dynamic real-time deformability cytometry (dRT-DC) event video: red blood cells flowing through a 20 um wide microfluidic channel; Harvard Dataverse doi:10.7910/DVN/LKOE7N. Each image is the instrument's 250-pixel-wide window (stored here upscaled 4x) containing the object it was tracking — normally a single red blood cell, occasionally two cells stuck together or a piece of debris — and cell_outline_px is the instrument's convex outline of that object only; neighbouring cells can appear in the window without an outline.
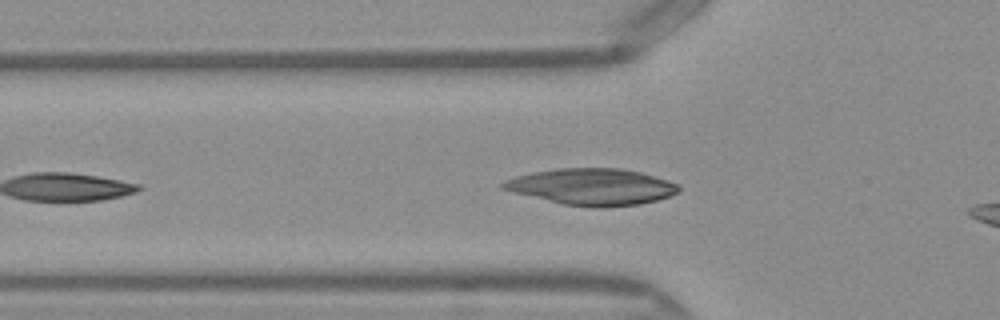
{"species": "Egyptian fruit bat (a non-hibernating species)", "species_latin": "Rousettus aegyptiacus", "temperature_condition": "warm", "stored_images_in_passage": 33, "camera_frame_rate_fps": 3000, "um_per_image_px": 0.085, "frame": {"image": 1, "passage_image": 6, "time_ms": 1.667, "image_size_px": [1000, 320], "cell_outline_px": [[680, 192], [656, 200], [640, 204], [604, 208], [560, 204], [512, 192], [500, 188], [500, 184], [504, 180], [516, 176], [532, 172], [556, 168], [620, 168], [640, 172], [680, 184]], "centroid_in_image_um": [50.29, 15.88], "position_along_channel_um": 75.5, "area_um2": 37.57}}
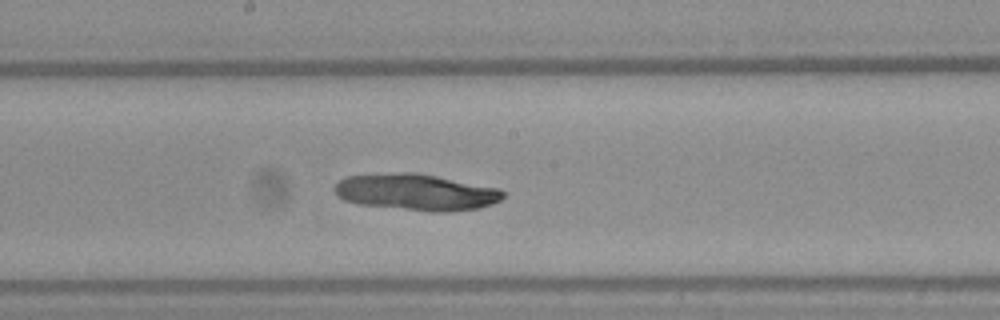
{"frame": {"image": 2, "passage_image": 16, "time_ms": 5.0, "image_size_px": [1000, 320], "cell_outline_px": [[504, 196], [500, 200], [492, 204], [480, 208], [444, 212], [432, 212], [360, 204], [344, 200], [336, 196], [336, 184], [340, 180], [348, 176], [404, 172], [416, 172], [500, 188], [504, 192]], "centroid_in_image_um": [35.41, 16.33], "position_along_channel_um": 212.8, "area_um2": 35.66}}
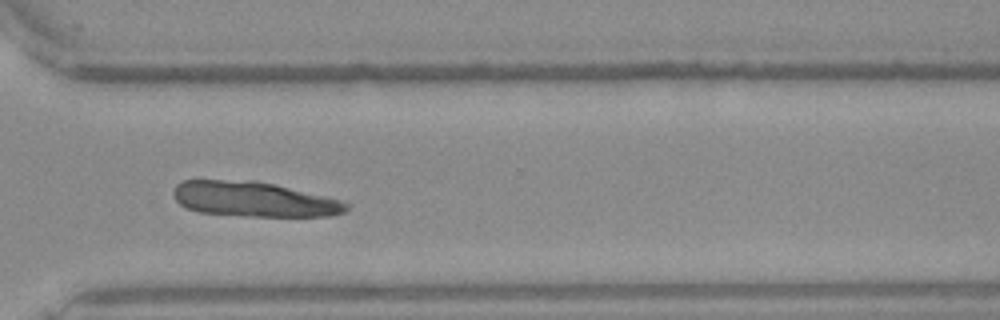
{"frame": {"image": 3, "passage_image": 26, "time_ms": 8.333, "image_size_px": [1000, 320], "cell_outline_px": [[348, 208], [344, 212], [332, 216], [244, 216], [196, 212], [180, 204], [176, 200], [172, 192], [176, 184], [184, 180], [256, 180], [340, 200], [348, 204]], "centroid_in_image_um": [21.52, 16.94], "position_along_channel_um": 349.1, "area_um2": 35.14}}